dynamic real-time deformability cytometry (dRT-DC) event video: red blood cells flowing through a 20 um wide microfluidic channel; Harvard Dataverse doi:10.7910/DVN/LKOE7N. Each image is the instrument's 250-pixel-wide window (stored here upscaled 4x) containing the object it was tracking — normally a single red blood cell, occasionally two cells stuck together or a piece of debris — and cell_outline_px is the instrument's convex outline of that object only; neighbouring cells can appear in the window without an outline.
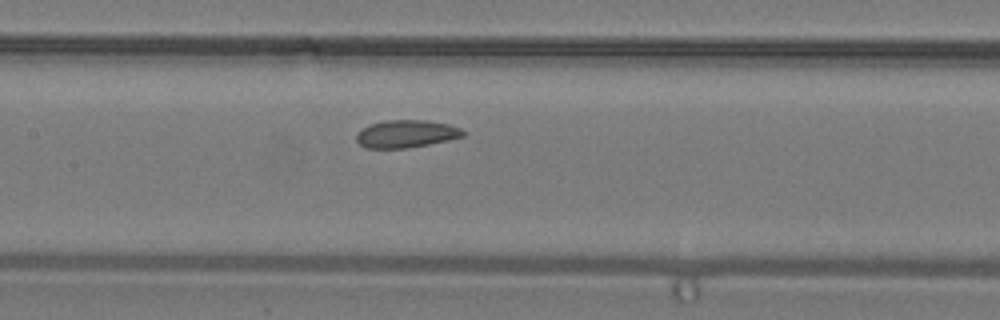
{"species": "common noctule bat (a hibernating species)", "species_latin": "Nyctalus noctula", "temperature_condition": "warm", "stored_images_in_passage": 16, "camera_frame_rate_fps": 3000, "um_per_image_px": 0.085, "animal": {"sex": "male", "body_mass_g": 19.2, "forearm_length_mm": 51.8}, "frame": {"image": 1, "passage_image": 10, "time_ms": 3.0, "image_size_px": [1000, 320], "cell_outline_px": [[468, 132], [464, 136], [448, 140], [408, 148], [364, 148], [356, 140], [356, 132], [368, 124], [388, 120], [428, 120], [448, 124], [460, 128]], "centroid_in_image_um": [34.52, 11.37], "position_along_channel_um": 172.9, "area_um2": 17.34}}
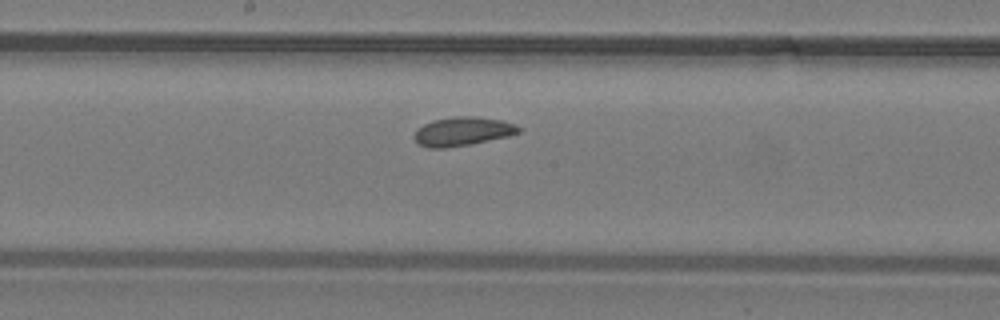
{"frame": {"image": 2, "passage_image": 12, "time_ms": 3.667, "image_size_px": [1000, 320], "cell_outline_px": [[520, 132], [508, 136], [468, 144], [444, 148], [428, 148], [416, 144], [412, 136], [416, 128], [432, 120], [456, 116], [476, 116], [504, 120], [516, 124], [520, 128]], "centroid_in_image_um": [39.27, 11.16], "position_along_channel_um": 208.9, "area_um2": 17.74}}
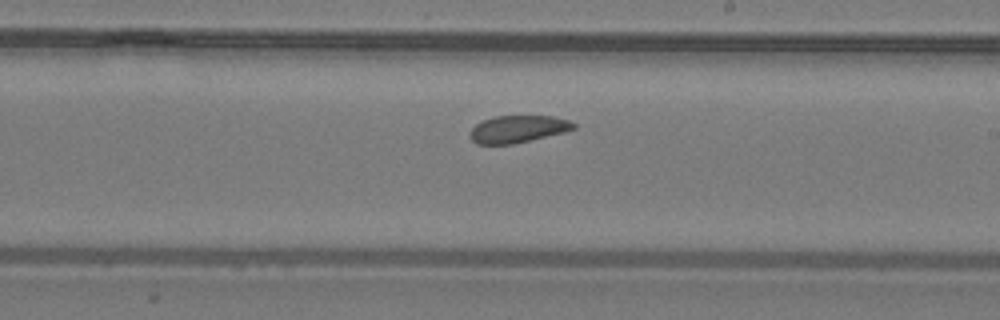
{"frame": {"image": 3, "passage_image": 14, "time_ms": 4.333, "image_size_px": [1000, 320], "cell_outline_px": [[576, 128], [564, 132], [512, 144], [476, 144], [472, 140], [468, 132], [476, 124], [484, 120], [496, 116], [552, 116], [568, 120], [576, 124]], "centroid_in_image_um": [44.0, 10.97], "position_along_channel_um": 245.0, "area_um2": 16.3}}